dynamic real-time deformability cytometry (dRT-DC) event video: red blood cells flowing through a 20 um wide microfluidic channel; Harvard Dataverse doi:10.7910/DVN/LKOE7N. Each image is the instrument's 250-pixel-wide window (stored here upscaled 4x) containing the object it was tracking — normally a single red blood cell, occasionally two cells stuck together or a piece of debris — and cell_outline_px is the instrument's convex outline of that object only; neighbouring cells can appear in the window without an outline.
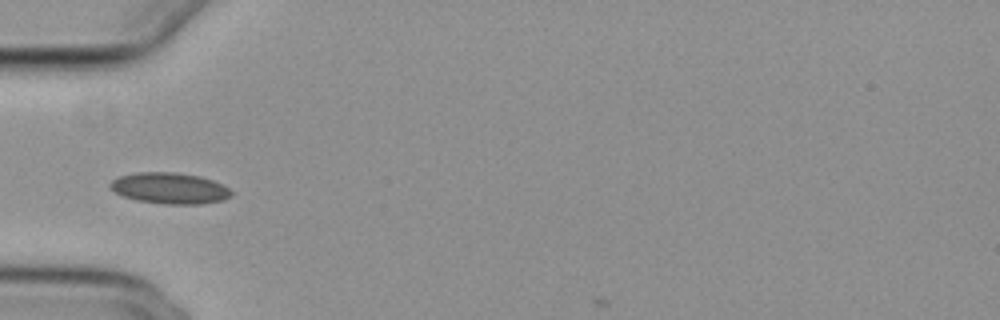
{"species": "common noctule bat (a hibernating species)", "species_latin": "Nyctalus noctula", "temperature_condition": "cold", "stored_images_in_passage": 4, "camera_frame_rate_fps": 3000, "um_per_image_px": 0.085, "animal": {"sex": "female", "body_mass_g": 29.2, "forearm_length_mm": 56.3}, "frame": {"image": 1, "passage_image": 1, "time_ms": 0.0, "image_size_px": [1000, 320], "cell_outline_px": [[232, 196], [224, 200], [200, 204], [164, 204], [136, 200], [124, 196], [116, 192], [108, 184], [112, 180], [120, 176], [136, 172], [176, 172], [200, 176], [224, 184], [232, 192]], "centroid_in_image_um": [14.46, 15.99], "position_along_channel_um": 70.5, "area_um2": 22.02}}